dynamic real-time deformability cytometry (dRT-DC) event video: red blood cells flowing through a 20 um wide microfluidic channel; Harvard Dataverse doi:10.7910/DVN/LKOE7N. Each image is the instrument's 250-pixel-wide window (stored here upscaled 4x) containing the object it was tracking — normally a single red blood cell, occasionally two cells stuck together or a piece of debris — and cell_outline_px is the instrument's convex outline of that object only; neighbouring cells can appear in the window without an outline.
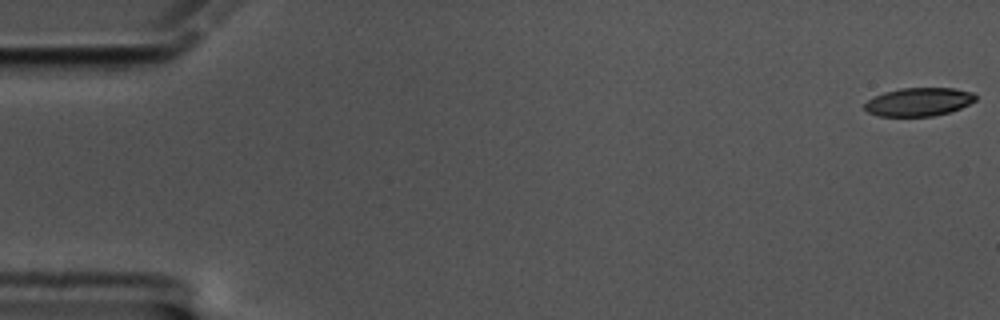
{"species": "common noctule bat (a hibernating species)", "species_latin": "Nyctalus noctula", "temperature_condition": "cold", "stored_images_in_passage": 60, "camera_frame_rate_fps": 3000, "um_per_image_px": 0.085, "animal": {"sex": "male", "body_mass_g": 17.5, "forearm_length_mm": 52.3}, "frame": {"image": 1, "passage_image": 1, "time_ms": 0.0, "image_size_px": [1000, 320], "cell_outline_px": [[976, 100], [960, 108], [948, 112], [932, 116], [880, 116], [868, 112], [864, 108], [864, 104], [868, 100], [884, 92], [900, 88], [952, 88], [972, 92], [976, 96]], "centroid_in_image_um": [78.08, 8.65], "position_along_channel_um": 6.9, "area_um2": 18.15}}
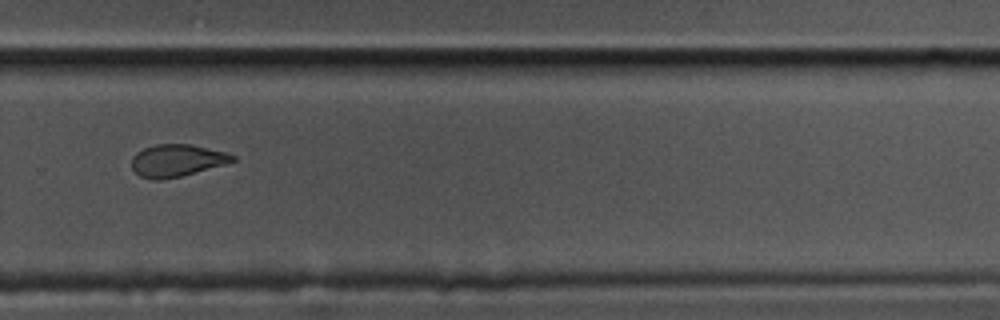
{"frame": {"image": 2, "passage_image": 41, "time_ms": 13.333, "image_size_px": [1000, 320], "cell_outline_px": [[236, 160], [224, 164], [180, 176], [160, 180], [152, 180], [140, 176], [132, 168], [132, 156], [136, 152], [144, 148], [156, 144], [192, 144], [228, 152], [236, 156]], "centroid_in_image_um": [15.03, 13.63], "position_along_channel_um": 314.8, "area_um2": 18.96}}
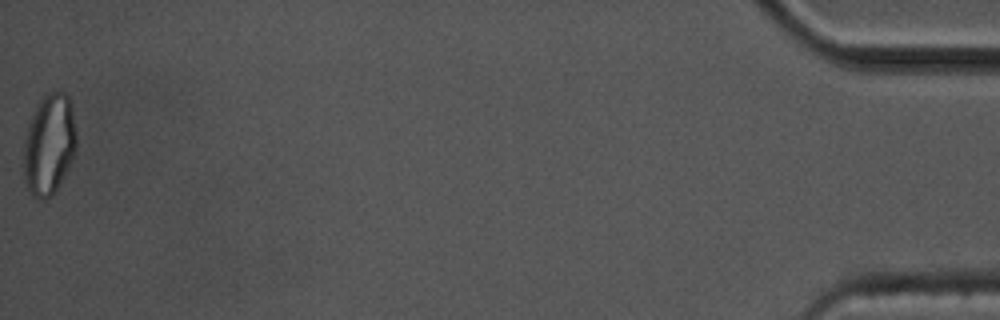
{"frame": {"image": 3, "passage_image": 60, "time_ms": 19.667, "image_size_px": [1000, 320], "cell_outline_px": [[76, 152], [56, 192], [52, 196], [44, 200], [40, 200], [32, 196], [24, 180], [24, 140], [28, 124], [36, 104], [48, 92], [64, 92], [68, 96], [72, 104], [76, 132]], "centroid_in_image_um": [4.18, 12.29], "position_along_channel_um": 431.0, "area_um2": 31.44}, "authors_computed_cell_mechanics": {"area_um2": 20.2589, "velocity_mm_per_s": 3.3838, "shape_relaxation_time_tau1_ms": 8.7815, "shape_relaxation_time_tau2_ms": 3.3143, "deformation_change_tau1": 0.1802, "deformation_change_tau2": 0.1014}}